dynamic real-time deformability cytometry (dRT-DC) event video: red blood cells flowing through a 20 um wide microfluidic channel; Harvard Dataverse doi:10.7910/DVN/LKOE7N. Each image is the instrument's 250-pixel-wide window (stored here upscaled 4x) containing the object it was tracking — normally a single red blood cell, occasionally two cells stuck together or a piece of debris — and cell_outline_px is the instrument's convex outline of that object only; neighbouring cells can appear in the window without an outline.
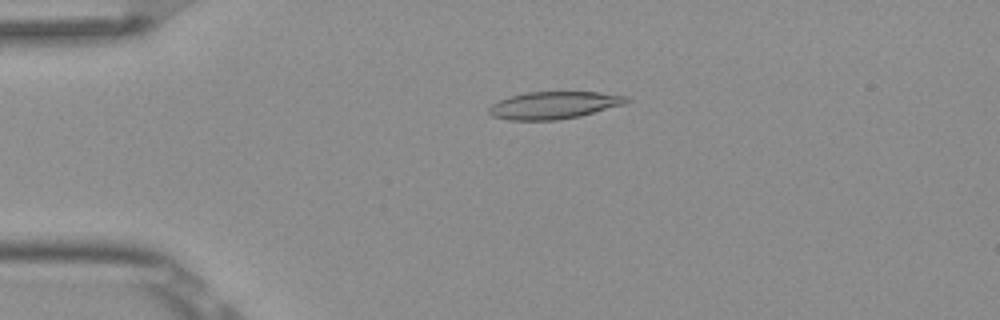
{"species": "Egyptian fruit bat (a non-hibernating species)", "species_latin": "Rousettus aegyptiacus", "temperature_condition": "room temperature", "stored_images_in_passage": 5, "camera_frame_rate_fps": 3000, "um_per_image_px": 0.085, "frame": {"image": 1, "passage_image": 4, "time_ms": 1.0, "image_size_px": [1000, 320], "cell_outline_px": [[632, 100], [624, 104], [580, 116], [556, 120], [508, 120], [492, 116], [488, 112], [488, 108], [492, 104], [500, 100], [512, 96], [528, 92], [600, 92], [628, 96]], "centroid_in_image_um": [47.1, 8.94], "position_along_channel_um": 37.9, "area_um2": 21.85}}